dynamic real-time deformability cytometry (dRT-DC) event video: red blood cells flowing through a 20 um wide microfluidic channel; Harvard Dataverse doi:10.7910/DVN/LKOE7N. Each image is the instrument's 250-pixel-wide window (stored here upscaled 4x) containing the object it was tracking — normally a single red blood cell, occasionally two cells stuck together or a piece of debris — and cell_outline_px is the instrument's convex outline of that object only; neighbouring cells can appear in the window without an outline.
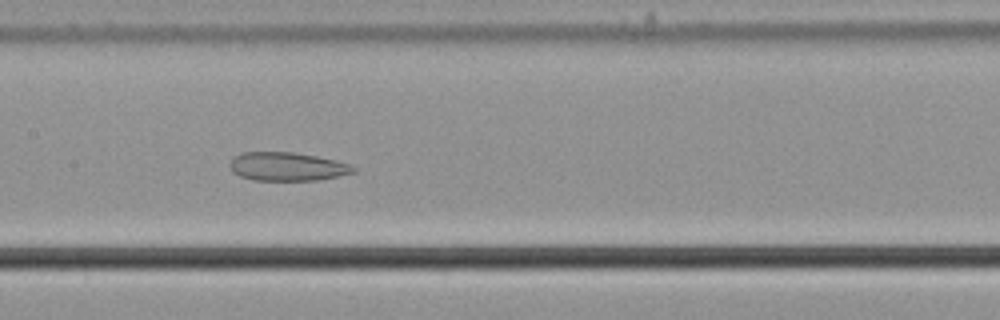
{"species": "common noctule bat (a hibernating species)", "species_latin": "Nyctalus noctula", "temperature_condition": "cold", "stored_images_in_passage": 55, "camera_frame_rate_fps": 3000, "um_per_image_px": 0.085, "animal": {"sex": "male", "body_mass_g": 21.5, "forearm_length_mm": 52.0}, "frame": {"image": 1, "passage_image": 27, "time_ms": 8.667, "image_size_px": [1000, 320], "cell_outline_px": [[356, 172], [340, 176], [316, 180], [252, 180], [240, 176], [232, 172], [228, 164], [240, 152], [292, 152], [316, 156], [336, 160], [352, 164], [356, 168]], "centroid_in_image_um": [24.43, 14.16], "position_along_channel_um": 183.0, "area_um2": 20.69}}
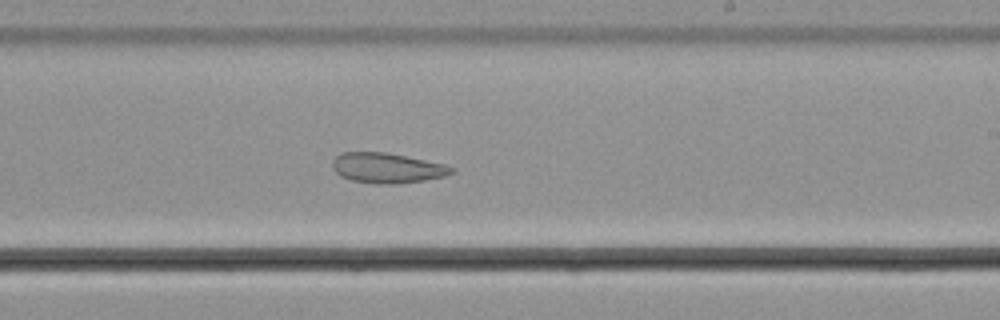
{"frame": {"image": 2, "passage_image": 33, "time_ms": 10.667, "image_size_px": [1000, 320], "cell_outline_px": [[456, 172], [444, 176], [424, 180], [396, 184], [372, 184], [352, 180], [340, 176], [332, 168], [332, 160], [340, 152], [384, 152], [444, 164], [456, 168]], "centroid_in_image_um": [32.88, 14.28], "position_along_channel_um": 256.1, "area_um2": 20.98}}
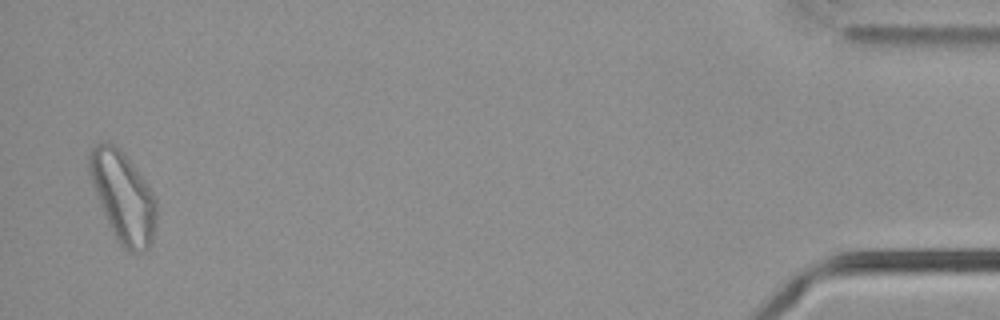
{"frame": {"image": 3, "passage_image": 54, "time_ms": 17.667, "image_size_px": [1000, 320], "cell_outline_px": [[156, 220], [152, 244], [144, 252], [128, 252], [116, 240], [112, 232], [96, 196], [88, 172], [88, 156], [92, 148], [96, 144], [104, 140], [108, 140], [132, 164], [144, 180], [152, 192], [156, 200]], "centroid_in_image_um": [10.44, 16.77], "position_along_channel_um": 424.8, "area_um2": 35.14}, "authors_computed_cell_mechanics": {"area_um2": 27.8596, "velocity_mm_per_s": 3.6674, "shape_relaxation_time_tau1_ms": null, "shape_relaxation_time_tau2_ms": 4.4849, "deformation_change_tau1": null, "deformation_change_tau2": 0.0955}}